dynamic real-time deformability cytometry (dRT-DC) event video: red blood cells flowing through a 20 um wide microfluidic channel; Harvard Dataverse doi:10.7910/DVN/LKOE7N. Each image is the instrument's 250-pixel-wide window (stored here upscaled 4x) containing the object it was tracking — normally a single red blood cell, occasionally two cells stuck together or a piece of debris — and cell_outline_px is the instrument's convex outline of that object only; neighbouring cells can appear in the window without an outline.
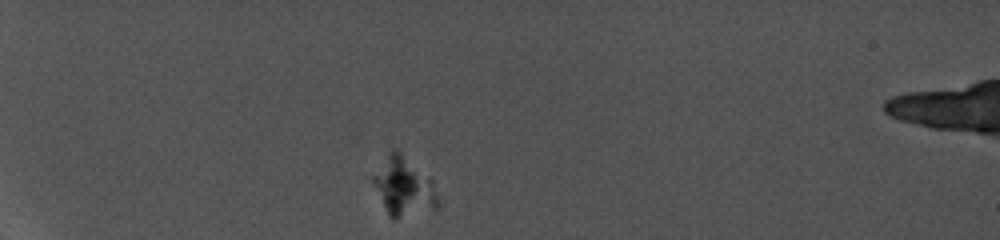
{"species": "common noctule bat (a hibernating species)", "species_latin": "Nyctalus noctula", "temperature_condition": "cold", "stored_images_in_passage": 35, "camera_frame_rate_fps": 5000, "um_per_image_px": 0.085, "animal": {"sex": "female", "body_mass_g": 19.0, "forearm_length_mm": 56.7}, "frame": {"image": 1, "passage_image": 1, "time_ms": 0.0, "image_size_px": [1000, 240], "cell_outline_px": [[440, 204], [436, 208], [392, 220], [388, 216], [372, 184], [372, 176], [388, 152], [392, 148], [396, 148], [432, 180], [440, 200]], "centroid_in_image_um": [34.3, 15.88], "position_along_channel_um": 50.7, "area_um2": 22.2}}
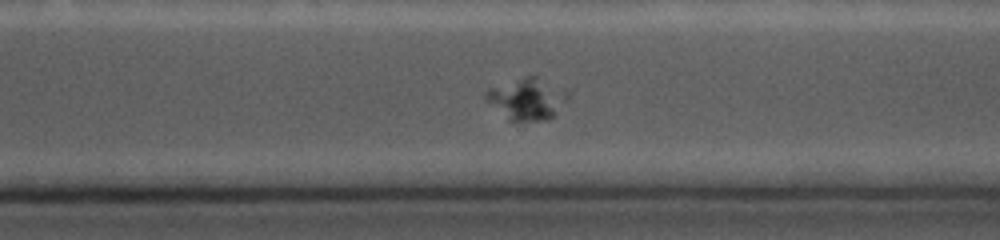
{"frame": {"image": 2, "passage_image": 27, "time_ms": 8.8, "image_size_px": [1000, 240], "cell_outline_px": [[568, 100], [548, 120], [508, 120], [484, 96], [484, 92], [488, 88], [524, 76], [536, 76], [564, 92], [568, 96]], "centroid_in_image_um": [44.75, 8.4], "position_along_channel_um": 325.8, "area_um2": 19.07}}
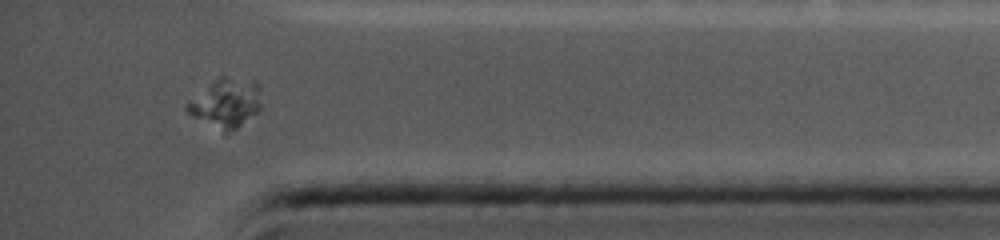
{"frame": {"image": 3, "passage_image": 34, "time_ms": 11.2, "image_size_px": [1000, 240], "cell_outline_px": [[260, 108], [256, 112], [236, 128], [224, 136], [192, 116], [184, 108], [212, 80], [220, 76], [224, 76], [256, 80], [260, 88]], "centroid_in_image_um": [19.21, 8.78], "position_along_channel_um": 416.0, "area_um2": 21.39}}